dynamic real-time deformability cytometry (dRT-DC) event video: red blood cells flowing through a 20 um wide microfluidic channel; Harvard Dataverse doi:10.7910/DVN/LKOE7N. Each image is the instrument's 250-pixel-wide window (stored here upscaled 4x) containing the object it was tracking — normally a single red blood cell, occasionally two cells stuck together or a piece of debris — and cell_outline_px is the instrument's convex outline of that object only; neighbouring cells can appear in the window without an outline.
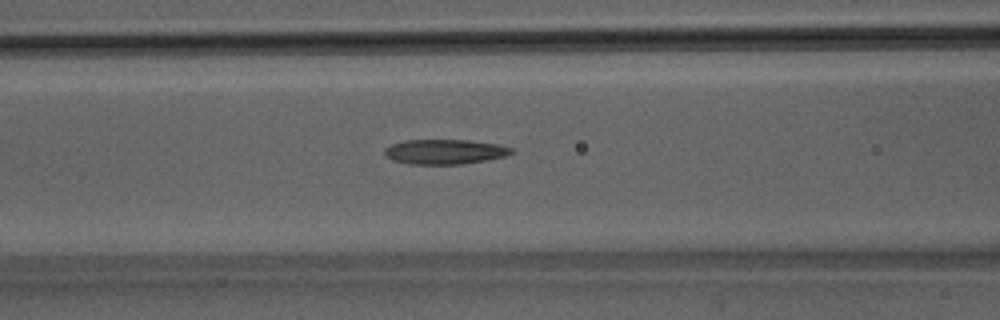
{"species": "Egyptian fruit bat (a non-hibernating species)", "species_latin": "Rousettus aegyptiacus", "temperature_condition": "room temperature", "stored_images_in_passage": 44, "camera_frame_rate_fps": 3000, "um_per_image_px": 0.085, "animal": {"sex": "male"}, "frame": {"image": 1, "passage_image": 15, "time_ms": 4.667, "image_size_px": [1000, 320], "cell_outline_px": [[516, 152], [504, 156], [488, 160], [460, 164], [408, 164], [392, 160], [384, 156], [384, 148], [392, 144], [404, 140], [468, 140], [500, 144], [512, 148]], "centroid_in_image_um": [37.8, 12.89], "position_along_channel_um": 128.8, "area_um2": 18.55}}
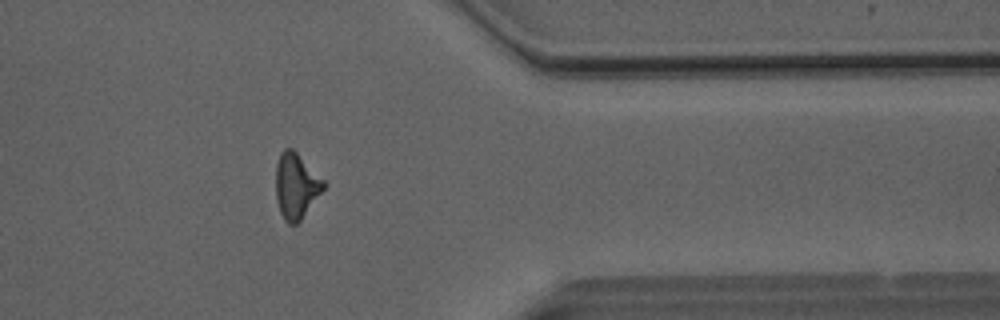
{"frame": {"image": 2, "passage_image": 35, "time_ms": 11.333, "image_size_px": [1000, 320], "cell_outline_px": [[324, 188], [300, 220], [296, 224], [288, 224], [284, 220], [280, 212], [276, 196], [276, 164], [280, 152], [284, 148], [292, 148], [324, 180]], "centroid_in_image_um": [25.14, 15.79], "position_along_channel_um": 386.3, "area_um2": 17.92}}
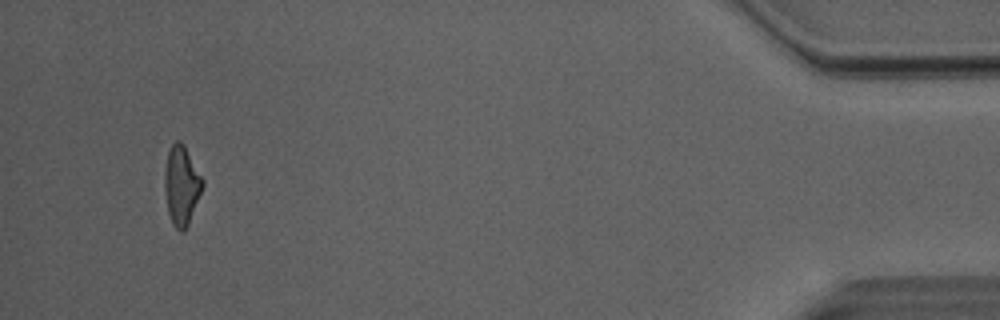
{"frame": {"image": 3, "passage_image": 42, "time_ms": 13.667, "image_size_px": [1000, 320], "cell_outline_px": [[204, 184], [188, 224], [184, 232], [180, 232], [172, 224], [168, 212], [164, 188], [164, 172], [168, 152], [172, 144], [176, 140], [180, 140], [184, 144], [204, 180]], "centroid_in_image_um": [15.42, 15.74], "position_along_channel_um": 419.8, "area_um2": 17.51}, "authors_computed_cell_mechanics": {"area_um2": 18.4382, "velocity_mm_per_s": 4.0786, "shape_relaxation_time_tau1_ms": null, "shape_relaxation_time_tau2_ms": 5.17, "deformation_change_tau1": null, "deformation_change_tau2": 0.193}}